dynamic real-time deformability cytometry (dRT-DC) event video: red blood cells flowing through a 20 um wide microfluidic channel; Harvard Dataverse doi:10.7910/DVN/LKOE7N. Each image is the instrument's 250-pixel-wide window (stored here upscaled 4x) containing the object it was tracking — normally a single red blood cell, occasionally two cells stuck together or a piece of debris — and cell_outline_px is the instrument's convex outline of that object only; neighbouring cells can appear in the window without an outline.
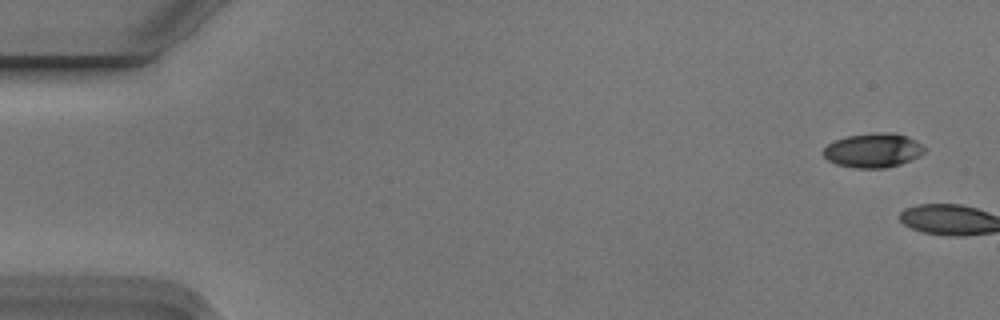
{"species": "Egyptian fruit bat (a non-hibernating species)", "species_latin": "Rousettus aegyptiacus", "temperature_condition": "cold", "stored_images_in_passage": 2, "camera_frame_rate_fps": 3000, "um_per_image_px": 0.085, "animal": {"sex": "male"}, "frame": {"image": 1, "passage_image": 1, "time_ms": 0.0, "image_size_px": [1000, 320], "cell_outline_px": [[924, 152], [920, 156], [912, 160], [888, 168], [852, 168], [836, 164], [828, 160], [820, 152], [828, 144], [836, 140], [848, 136], [876, 132], [892, 132], [916, 140], [924, 148]], "centroid_in_image_um": [74.2, 12.79], "position_along_channel_um": 10.8, "area_um2": 20.29}}